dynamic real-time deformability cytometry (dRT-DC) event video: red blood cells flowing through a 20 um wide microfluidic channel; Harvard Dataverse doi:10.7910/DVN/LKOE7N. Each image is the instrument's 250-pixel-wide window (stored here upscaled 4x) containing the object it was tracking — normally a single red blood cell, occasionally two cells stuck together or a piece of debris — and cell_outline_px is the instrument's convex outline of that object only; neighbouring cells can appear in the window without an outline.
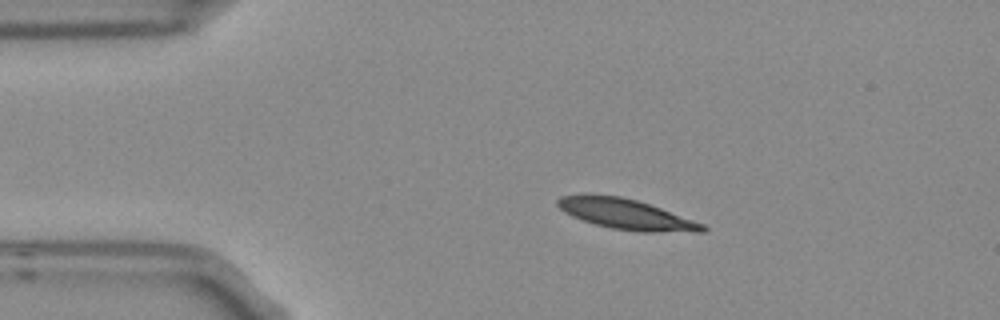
{"species": "Egyptian fruit bat (a non-hibernating species)", "species_latin": "Rousettus aegyptiacus", "temperature_condition": "room temperature", "stored_images_in_passage": 5, "camera_frame_rate_fps": 3000, "um_per_image_px": 0.085, "frame": {"image": 1, "passage_image": 2, "time_ms": 0.333, "image_size_px": [1000, 320], "cell_outline_px": [[708, 228], [704, 232], [640, 232], [612, 228], [596, 224], [572, 216], [564, 212], [556, 204], [556, 200], [560, 196], [588, 192], [620, 196], [636, 200], [660, 208], [704, 224]], "centroid_in_image_um": [53.17, 18.18], "position_along_channel_um": 31.8, "area_um2": 25.84}}
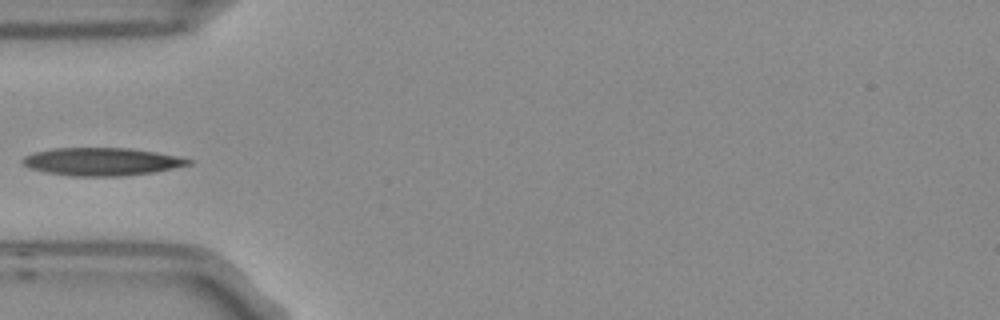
{"frame": {"image": 2, "passage_image": 4, "time_ms": 1.0, "image_size_px": [1000, 320], "cell_outline_px": [[192, 164], [156, 172], [124, 176], [72, 176], [48, 172], [32, 168], [24, 164], [20, 160], [24, 156], [36, 152], [52, 148], [128, 148], [156, 152], [176, 156], [192, 160]], "centroid_in_image_um": [8.68, 13.74], "position_along_channel_um": 76.3, "area_um2": 26.76}}